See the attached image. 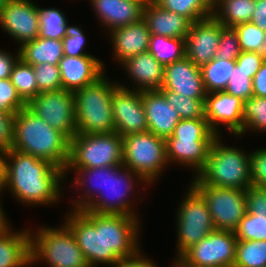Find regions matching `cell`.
<instances>
[{
    "instance_id": "cell-55",
    "label": "cell",
    "mask_w": 266,
    "mask_h": 267,
    "mask_svg": "<svg viewBox=\"0 0 266 267\" xmlns=\"http://www.w3.org/2000/svg\"><path fill=\"white\" fill-rule=\"evenodd\" d=\"M264 60H266V35L263 39L262 49H258L257 52Z\"/></svg>"
},
{
    "instance_id": "cell-24",
    "label": "cell",
    "mask_w": 266,
    "mask_h": 267,
    "mask_svg": "<svg viewBox=\"0 0 266 267\" xmlns=\"http://www.w3.org/2000/svg\"><path fill=\"white\" fill-rule=\"evenodd\" d=\"M137 91L160 90L164 81V66L148 51L135 55L121 64ZM135 87V88H134Z\"/></svg>"
},
{
    "instance_id": "cell-5",
    "label": "cell",
    "mask_w": 266,
    "mask_h": 267,
    "mask_svg": "<svg viewBox=\"0 0 266 267\" xmlns=\"http://www.w3.org/2000/svg\"><path fill=\"white\" fill-rule=\"evenodd\" d=\"M218 136L212 143L204 169L192 177L191 185L246 190L252 187L250 152L224 145Z\"/></svg>"
},
{
    "instance_id": "cell-37",
    "label": "cell",
    "mask_w": 266,
    "mask_h": 267,
    "mask_svg": "<svg viewBox=\"0 0 266 267\" xmlns=\"http://www.w3.org/2000/svg\"><path fill=\"white\" fill-rule=\"evenodd\" d=\"M218 136L208 125L206 118L181 119L173 134L167 139H216Z\"/></svg>"
},
{
    "instance_id": "cell-17",
    "label": "cell",
    "mask_w": 266,
    "mask_h": 267,
    "mask_svg": "<svg viewBox=\"0 0 266 267\" xmlns=\"http://www.w3.org/2000/svg\"><path fill=\"white\" fill-rule=\"evenodd\" d=\"M224 27L213 16L191 23L185 39L186 57L199 67L210 62L216 57Z\"/></svg>"
},
{
    "instance_id": "cell-49",
    "label": "cell",
    "mask_w": 266,
    "mask_h": 267,
    "mask_svg": "<svg viewBox=\"0 0 266 267\" xmlns=\"http://www.w3.org/2000/svg\"><path fill=\"white\" fill-rule=\"evenodd\" d=\"M143 252L139 249L133 256L119 259L112 267H158L153 260L143 255Z\"/></svg>"
},
{
    "instance_id": "cell-16",
    "label": "cell",
    "mask_w": 266,
    "mask_h": 267,
    "mask_svg": "<svg viewBox=\"0 0 266 267\" xmlns=\"http://www.w3.org/2000/svg\"><path fill=\"white\" fill-rule=\"evenodd\" d=\"M0 27L21 46L39 35L37 3L32 0H10L0 10Z\"/></svg>"
},
{
    "instance_id": "cell-21",
    "label": "cell",
    "mask_w": 266,
    "mask_h": 267,
    "mask_svg": "<svg viewBox=\"0 0 266 267\" xmlns=\"http://www.w3.org/2000/svg\"><path fill=\"white\" fill-rule=\"evenodd\" d=\"M109 34L113 56L116 58L114 60L119 65L135 55L148 51L151 34L143 19L114 29Z\"/></svg>"
},
{
    "instance_id": "cell-54",
    "label": "cell",
    "mask_w": 266,
    "mask_h": 267,
    "mask_svg": "<svg viewBox=\"0 0 266 267\" xmlns=\"http://www.w3.org/2000/svg\"><path fill=\"white\" fill-rule=\"evenodd\" d=\"M0 194H2V192H0ZM8 221L9 220L6 217L5 211L2 209V205L0 201V231L4 230L6 227L10 225Z\"/></svg>"
},
{
    "instance_id": "cell-57",
    "label": "cell",
    "mask_w": 266,
    "mask_h": 267,
    "mask_svg": "<svg viewBox=\"0 0 266 267\" xmlns=\"http://www.w3.org/2000/svg\"><path fill=\"white\" fill-rule=\"evenodd\" d=\"M133 1H136L145 7L149 5L150 3H152L154 0H133Z\"/></svg>"
},
{
    "instance_id": "cell-31",
    "label": "cell",
    "mask_w": 266,
    "mask_h": 267,
    "mask_svg": "<svg viewBox=\"0 0 266 267\" xmlns=\"http://www.w3.org/2000/svg\"><path fill=\"white\" fill-rule=\"evenodd\" d=\"M161 8L188 18L192 23L211 17L213 0H154Z\"/></svg>"
},
{
    "instance_id": "cell-27",
    "label": "cell",
    "mask_w": 266,
    "mask_h": 267,
    "mask_svg": "<svg viewBox=\"0 0 266 267\" xmlns=\"http://www.w3.org/2000/svg\"><path fill=\"white\" fill-rule=\"evenodd\" d=\"M19 52L20 58L32 66L42 63L59 65L64 56L62 40L40 37L19 46Z\"/></svg>"
},
{
    "instance_id": "cell-42",
    "label": "cell",
    "mask_w": 266,
    "mask_h": 267,
    "mask_svg": "<svg viewBox=\"0 0 266 267\" xmlns=\"http://www.w3.org/2000/svg\"><path fill=\"white\" fill-rule=\"evenodd\" d=\"M25 107L27 103L20 97L10 78L0 79V111L15 115Z\"/></svg>"
},
{
    "instance_id": "cell-50",
    "label": "cell",
    "mask_w": 266,
    "mask_h": 267,
    "mask_svg": "<svg viewBox=\"0 0 266 267\" xmlns=\"http://www.w3.org/2000/svg\"><path fill=\"white\" fill-rule=\"evenodd\" d=\"M20 58L19 49L16 55L0 49V79L10 78L12 70L18 59Z\"/></svg>"
},
{
    "instance_id": "cell-34",
    "label": "cell",
    "mask_w": 266,
    "mask_h": 267,
    "mask_svg": "<svg viewBox=\"0 0 266 267\" xmlns=\"http://www.w3.org/2000/svg\"><path fill=\"white\" fill-rule=\"evenodd\" d=\"M234 267H266V241L238 240Z\"/></svg>"
},
{
    "instance_id": "cell-20",
    "label": "cell",
    "mask_w": 266,
    "mask_h": 267,
    "mask_svg": "<svg viewBox=\"0 0 266 267\" xmlns=\"http://www.w3.org/2000/svg\"><path fill=\"white\" fill-rule=\"evenodd\" d=\"M148 131L167 139L181 120L178 112L170 105L160 90L142 91Z\"/></svg>"
},
{
    "instance_id": "cell-2",
    "label": "cell",
    "mask_w": 266,
    "mask_h": 267,
    "mask_svg": "<svg viewBox=\"0 0 266 267\" xmlns=\"http://www.w3.org/2000/svg\"><path fill=\"white\" fill-rule=\"evenodd\" d=\"M72 170L77 173L72 187L77 186L80 189L79 191L84 190L82 197L79 196L78 199L76 196L77 200L76 198L75 200H71L73 210H87L100 214H121L138 217L136 213L137 209H135L136 207H132L133 204L129 198L131 196L135 198L133 196L135 193L132 190L134 187L140 186L137 185V183L140 184V181L142 182L141 186L142 184L145 187L149 186L140 175L134 173L124 165H120L95 168H66L65 179L69 175V171Z\"/></svg>"
},
{
    "instance_id": "cell-32",
    "label": "cell",
    "mask_w": 266,
    "mask_h": 267,
    "mask_svg": "<svg viewBox=\"0 0 266 267\" xmlns=\"http://www.w3.org/2000/svg\"><path fill=\"white\" fill-rule=\"evenodd\" d=\"M37 17L39 24L38 37L44 39L63 40L66 36L68 24L66 15L56 8H42L37 5Z\"/></svg>"
},
{
    "instance_id": "cell-14",
    "label": "cell",
    "mask_w": 266,
    "mask_h": 267,
    "mask_svg": "<svg viewBox=\"0 0 266 267\" xmlns=\"http://www.w3.org/2000/svg\"><path fill=\"white\" fill-rule=\"evenodd\" d=\"M115 132L121 137L148 131L142 91L118 84L111 99Z\"/></svg>"
},
{
    "instance_id": "cell-6",
    "label": "cell",
    "mask_w": 266,
    "mask_h": 267,
    "mask_svg": "<svg viewBox=\"0 0 266 267\" xmlns=\"http://www.w3.org/2000/svg\"><path fill=\"white\" fill-rule=\"evenodd\" d=\"M106 72L95 82L74 92L76 133L108 134L115 132L111 99L119 82L109 81Z\"/></svg>"
},
{
    "instance_id": "cell-15",
    "label": "cell",
    "mask_w": 266,
    "mask_h": 267,
    "mask_svg": "<svg viewBox=\"0 0 266 267\" xmlns=\"http://www.w3.org/2000/svg\"><path fill=\"white\" fill-rule=\"evenodd\" d=\"M243 106V100L225 91L208 93L205 99V117L209 127L217 136H221V130L218 128L224 125L230 134L232 133L236 138H241Z\"/></svg>"
},
{
    "instance_id": "cell-52",
    "label": "cell",
    "mask_w": 266,
    "mask_h": 267,
    "mask_svg": "<svg viewBox=\"0 0 266 267\" xmlns=\"http://www.w3.org/2000/svg\"><path fill=\"white\" fill-rule=\"evenodd\" d=\"M250 22L266 32V0H255V10Z\"/></svg>"
},
{
    "instance_id": "cell-56",
    "label": "cell",
    "mask_w": 266,
    "mask_h": 267,
    "mask_svg": "<svg viewBox=\"0 0 266 267\" xmlns=\"http://www.w3.org/2000/svg\"><path fill=\"white\" fill-rule=\"evenodd\" d=\"M172 267H196V266L187 265L181 258H176Z\"/></svg>"
},
{
    "instance_id": "cell-43",
    "label": "cell",
    "mask_w": 266,
    "mask_h": 267,
    "mask_svg": "<svg viewBox=\"0 0 266 267\" xmlns=\"http://www.w3.org/2000/svg\"><path fill=\"white\" fill-rule=\"evenodd\" d=\"M241 52L239 37L234 28L224 27L219 38L216 58L236 60Z\"/></svg>"
},
{
    "instance_id": "cell-39",
    "label": "cell",
    "mask_w": 266,
    "mask_h": 267,
    "mask_svg": "<svg viewBox=\"0 0 266 267\" xmlns=\"http://www.w3.org/2000/svg\"><path fill=\"white\" fill-rule=\"evenodd\" d=\"M38 85V94L62 89L61 75L58 65L42 63L33 66Z\"/></svg>"
},
{
    "instance_id": "cell-38",
    "label": "cell",
    "mask_w": 266,
    "mask_h": 267,
    "mask_svg": "<svg viewBox=\"0 0 266 267\" xmlns=\"http://www.w3.org/2000/svg\"><path fill=\"white\" fill-rule=\"evenodd\" d=\"M234 233L238 240L266 241V214L246 212Z\"/></svg>"
},
{
    "instance_id": "cell-29",
    "label": "cell",
    "mask_w": 266,
    "mask_h": 267,
    "mask_svg": "<svg viewBox=\"0 0 266 267\" xmlns=\"http://www.w3.org/2000/svg\"><path fill=\"white\" fill-rule=\"evenodd\" d=\"M148 52L163 66H166L186 56L185 39L151 35Z\"/></svg>"
},
{
    "instance_id": "cell-8",
    "label": "cell",
    "mask_w": 266,
    "mask_h": 267,
    "mask_svg": "<svg viewBox=\"0 0 266 267\" xmlns=\"http://www.w3.org/2000/svg\"><path fill=\"white\" fill-rule=\"evenodd\" d=\"M123 165L140 175L149 185L154 183L169 165L166 158V140L150 131L125 135Z\"/></svg>"
},
{
    "instance_id": "cell-1",
    "label": "cell",
    "mask_w": 266,
    "mask_h": 267,
    "mask_svg": "<svg viewBox=\"0 0 266 267\" xmlns=\"http://www.w3.org/2000/svg\"><path fill=\"white\" fill-rule=\"evenodd\" d=\"M63 221L74 233L89 267H112L119 259L133 256L140 248L138 217L73 210Z\"/></svg>"
},
{
    "instance_id": "cell-53",
    "label": "cell",
    "mask_w": 266,
    "mask_h": 267,
    "mask_svg": "<svg viewBox=\"0 0 266 267\" xmlns=\"http://www.w3.org/2000/svg\"><path fill=\"white\" fill-rule=\"evenodd\" d=\"M6 152L0 150V192L3 193L5 185Z\"/></svg>"
},
{
    "instance_id": "cell-28",
    "label": "cell",
    "mask_w": 266,
    "mask_h": 267,
    "mask_svg": "<svg viewBox=\"0 0 266 267\" xmlns=\"http://www.w3.org/2000/svg\"><path fill=\"white\" fill-rule=\"evenodd\" d=\"M255 10V0H213L212 16L225 27L250 22Z\"/></svg>"
},
{
    "instance_id": "cell-35",
    "label": "cell",
    "mask_w": 266,
    "mask_h": 267,
    "mask_svg": "<svg viewBox=\"0 0 266 267\" xmlns=\"http://www.w3.org/2000/svg\"><path fill=\"white\" fill-rule=\"evenodd\" d=\"M248 130L266 131V97L253 96L244 101L242 135H246Z\"/></svg>"
},
{
    "instance_id": "cell-25",
    "label": "cell",
    "mask_w": 266,
    "mask_h": 267,
    "mask_svg": "<svg viewBox=\"0 0 266 267\" xmlns=\"http://www.w3.org/2000/svg\"><path fill=\"white\" fill-rule=\"evenodd\" d=\"M151 35L186 39L191 21L183 15L167 11L154 1L143 9V17Z\"/></svg>"
},
{
    "instance_id": "cell-10",
    "label": "cell",
    "mask_w": 266,
    "mask_h": 267,
    "mask_svg": "<svg viewBox=\"0 0 266 267\" xmlns=\"http://www.w3.org/2000/svg\"><path fill=\"white\" fill-rule=\"evenodd\" d=\"M189 185L176 211L177 258L216 230L206 201L191 184Z\"/></svg>"
},
{
    "instance_id": "cell-46",
    "label": "cell",
    "mask_w": 266,
    "mask_h": 267,
    "mask_svg": "<svg viewBox=\"0 0 266 267\" xmlns=\"http://www.w3.org/2000/svg\"><path fill=\"white\" fill-rule=\"evenodd\" d=\"M14 118L11 113L0 111V150L7 152L14 143Z\"/></svg>"
},
{
    "instance_id": "cell-7",
    "label": "cell",
    "mask_w": 266,
    "mask_h": 267,
    "mask_svg": "<svg viewBox=\"0 0 266 267\" xmlns=\"http://www.w3.org/2000/svg\"><path fill=\"white\" fill-rule=\"evenodd\" d=\"M60 226L31 229V265L45 261L49 267H89L72 230L64 222Z\"/></svg>"
},
{
    "instance_id": "cell-23",
    "label": "cell",
    "mask_w": 266,
    "mask_h": 267,
    "mask_svg": "<svg viewBox=\"0 0 266 267\" xmlns=\"http://www.w3.org/2000/svg\"><path fill=\"white\" fill-rule=\"evenodd\" d=\"M215 139H166V158L194 170L196 177L205 167L211 145ZM194 168V169H193Z\"/></svg>"
},
{
    "instance_id": "cell-12",
    "label": "cell",
    "mask_w": 266,
    "mask_h": 267,
    "mask_svg": "<svg viewBox=\"0 0 266 267\" xmlns=\"http://www.w3.org/2000/svg\"><path fill=\"white\" fill-rule=\"evenodd\" d=\"M27 108L52 128L65 134L70 140L76 134L73 92L61 89L39 93L27 103Z\"/></svg>"
},
{
    "instance_id": "cell-48",
    "label": "cell",
    "mask_w": 266,
    "mask_h": 267,
    "mask_svg": "<svg viewBox=\"0 0 266 267\" xmlns=\"http://www.w3.org/2000/svg\"><path fill=\"white\" fill-rule=\"evenodd\" d=\"M264 59L256 52L242 51L236 59V64L253 79L254 75L264 63Z\"/></svg>"
},
{
    "instance_id": "cell-4",
    "label": "cell",
    "mask_w": 266,
    "mask_h": 267,
    "mask_svg": "<svg viewBox=\"0 0 266 267\" xmlns=\"http://www.w3.org/2000/svg\"><path fill=\"white\" fill-rule=\"evenodd\" d=\"M13 130L12 149L66 169L70 154V139L65 134L52 128L27 107L15 114Z\"/></svg>"
},
{
    "instance_id": "cell-13",
    "label": "cell",
    "mask_w": 266,
    "mask_h": 267,
    "mask_svg": "<svg viewBox=\"0 0 266 267\" xmlns=\"http://www.w3.org/2000/svg\"><path fill=\"white\" fill-rule=\"evenodd\" d=\"M238 239L232 231L215 230L180 258L196 267H234Z\"/></svg>"
},
{
    "instance_id": "cell-40",
    "label": "cell",
    "mask_w": 266,
    "mask_h": 267,
    "mask_svg": "<svg viewBox=\"0 0 266 267\" xmlns=\"http://www.w3.org/2000/svg\"><path fill=\"white\" fill-rule=\"evenodd\" d=\"M238 37L241 51L257 52L262 49L263 39L266 32L252 22H246L234 27Z\"/></svg>"
},
{
    "instance_id": "cell-45",
    "label": "cell",
    "mask_w": 266,
    "mask_h": 267,
    "mask_svg": "<svg viewBox=\"0 0 266 267\" xmlns=\"http://www.w3.org/2000/svg\"><path fill=\"white\" fill-rule=\"evenodd\" d=\"M252 186L266 189V148L250 153Z\"/></svg>"
},
{
    "instance_id": "cell-33",
    "label": "cell",
    "mask_w": 266,
    "mask_h": 267,
    "mask_svg": "<svg viewBox=\"0 0 266 267\" xmlns=\"http://www.w3.org/2000/svg\"><path fill=\"white\" fill-rule=\"evenodd\" d=\"M10 80L26 103L38 95L34 68L21 58L14 65Z\"/></svg>"
},
{
    "instance_id": "cell-41",
    "label": "cell",
    "mask_w": 266,
    "mask_h": 267,
    "mask_svg": "<svg viewBox=\"0 0 266 267\" xmlns=\"http://www.w3.org/2000/svg\"><path fill=\"white\" fill-rule=\"evenodd\" d=\"M224 91L246 101L253 97L252 78L249 76V73L245 72L240 66L235 64L232 75L229 78L227 87Z\"/></svg>"
},
{
    "instance_id": "cell-22",
    "label": "cell",
    "mask_w": 266,
    "mask_h": 267,
    "mask_svg": "<svg viewBox=\"0 0 266 267\" xmlns=\"http://www.w3.org/2000/svg\"><path fill=\"white\" fill-rule=\"evenodd\" d=\"M98 23L108 33L119 27L136 23L143 17L144 6L133 0H89ZM106 27V28H105Z\"/></svg>"
},
{
    "instance_id": "cell-19",
    "label": "cell",
    "mask_w": 266,
    "mask_h": 267,
    "mask_svg": "<svg viewBox=\"0 0 266 267\" xmlns=\"http://www.w3.org/2000/svg\"><path fill=\"white\" fill-rule=\"evenodd\" d=\"M62 89L75 92L105 73V64L93 55L63 56L59 61Z\"/></svg>"
},
{
    "instance_id": "cell-9",
    "label": "cell",
    "mask_w": 266,
    "mask_h": 267,
    "mask_svg": "<svg viewBox=\"0 0 266 267\" xmlns=\"http://www.w3.org/2000/svg\"><path fill=\"white\" fill-rule=\"evenodd\" d=\"M123 165V137L118 133H76L70 140L66 168H95Z\"/></svg>"
},
{
    "instance_id": "cell-47",
    "label": "cell",
    "mask_w": 266,
    "mask_h": 267,
    "mask_svg": "<svg viewBox=\"0 0 266 267\" xmlns=\"http://www.w3.org/2000/svg\"><path fill=\"white\" fill-rule=\"evenodd\" d=\"M248 213L266 214V189L249 187L245 190Z\"/></svg>"
},
{
    "instance_id": "cell-30",
    "label": "cell",
    "mask_w": 266,
    "mask_h": 267,
    "mask_svg": "<svg viewBox=\"0 0 266 267\" xmlns=\"http://www.w3.org/2000/svg\"><path fill=\"white\" fill-rule=\"evenodd\" d=\"M235 64L236 60H224L214 57L201 67L203 84L207 94L226 89Z\"/></svg>"
},
{
    "instance_id": "cell-11",
    "label": "cell",
    "mask_w": 266,
    "mask_h": 267,
    "mask_svg": "<svg viewBox=\"0 0 266 267\" xmlns=\"http://www.w3.org/2000/svg\"><path fill=\"white\" fill-rule=\"evenodd\" d=\"M204 198L216 230L234 232L247 212L245 190L192 185Z\"/></svg>"
},
{
    "instance_id": "cell-44",
    "label": "cell",
    "mask_w": 266,
    "mask_h": 267,
    "mask_svg": "<svg viewBox=\"0 0 266 267\" xmlns=\"http://www.w3.org/2000/svg\"><path fill=\"white\" fill-rule=\"evenodd\" d=\"M64 56H84L90 55L84 48L86 47V37L83 29L77 25L67 24L66 36L62 40Z\"/></svg>"
},
{
    "instance_id": "cell-18",
    "label": "cell",
    "mask_w": 266,
    "mask_h": 267,
    "mask_svg": "<svg viewBox=\"0 0 266 267\" xmlns=\"http://www.w3.org/2000/svg\"><path fill=\"white\" fill-rule=\"evenodd\" d=\"M160 90H169L194 99H206L201 67L186 56L164 66V81Z\"/></svg>"
},
{
    "instance_id": "cell-26",
    "label": "cell",
    "mask_w": 266,
    "mask_h": 267,
    "mask_svg": "<svg viewBox=\"0 0 266 267\" xmlns=\"http://www.w3.org/2000/svg\"><path fill=\"white\" fill-rule=\"evenodd\" d=\"M13 230L9 225L0 231V267H31V230Z\"/></svg>"
},
{
    "instance_id": "cell-3",
    "label": "cell",
    "mask_w": 266,
    "mask_h": 267,
    "mask_svg": "<svg viewBox=\"0 0 266 267\" xmlns=\"http://www.w3.org/2000/svg\"><path fill=\"white\" fill-rule=\"evenodd\" d=\"M64 180L65 170L49 161L16 149L6 152L4 190L11 192L19 203L55 205L64 197L61 194Z\"/></svg>"
},
{
    "instance_id": "cell-51",
    "label": "cell",
    "mask_w": 266,
    "mask_h": 267,
    "mask_svg": "<svg viewBox=\"0 0 266 267\" xmlns=\"http://www.w3.org/2000/svg\"><path fill=\"white\" fill-rule=\"evenodd\" d=\"M253 96L266 97V60L252 79Z\"/></svg>"
},
{
    "instance_id": "cell-58",
    "label": "cell",
    "mask_w": 266,
    "mask_h": 267,
    "mask_svg": "<svg viewBox=\"0 0 266 267\" xmlns=\"http://www.w3.org/2000/svg\"><path fill=\"white\" fill-rule=\"evenodd\" d=\"M10 0H0V10L5 6V4L7 2H9Z\"/></svg>"
},
{
    "instance_id": "cell-36",
    "label": "cell",
    "mask_w": 266,
    "mask_h": 267,
    "mask_svg": "<svg viewBox=\"0 0 266 267\" xmlns=\"http://www.w3.org/2000/svg\"><path fill=\"white\" fill-rule=\"evenodd\" d=\"M170 105L176 109L181 119L205 117V99L189 98L169 90H160Z\"/></svg>"
}]
</instances>
